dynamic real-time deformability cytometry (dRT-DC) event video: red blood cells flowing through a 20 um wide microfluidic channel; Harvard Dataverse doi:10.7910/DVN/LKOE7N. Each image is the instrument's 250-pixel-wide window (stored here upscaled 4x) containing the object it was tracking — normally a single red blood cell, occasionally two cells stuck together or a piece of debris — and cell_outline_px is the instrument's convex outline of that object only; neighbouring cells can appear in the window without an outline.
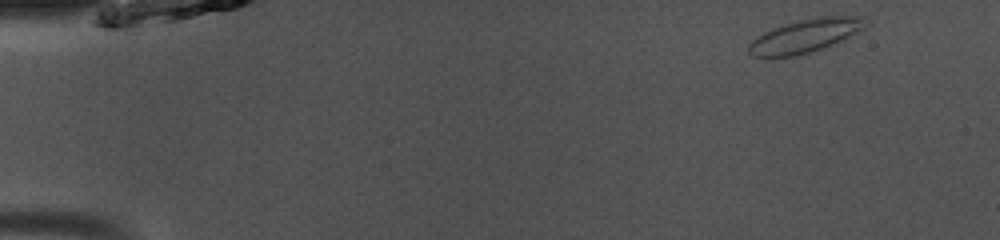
{"species": "common noctule bat (a hibernating species)", "species_latin": "Nyctalus noctula", "temperature_condition": "room temperature", "stored_images_in_passage": 41, "camera_frame_rate_fps": 3000, "um_per_image_px": 0.085, "animal": {"sex": "male", "body_mass_g": 13.0, "forearm_length_mm": 53.1}, "frame": {"image": 1, "passage_image": 1, "time_ms": 0.0, "image_size_px": [1000, 240], "cell_outline_px": [[864, 28], [832, 44], [796, 56], [752, 56], [748, 52], [748, 44], [752, 40], [764, 32], [772, 28], [784, 24], [800, 20], [820, 16], [864, 16]], "centroid_in_image_um": [68.39, 3.03], "position_along_channel_um": 16.6, "area_um2": 22.14}}
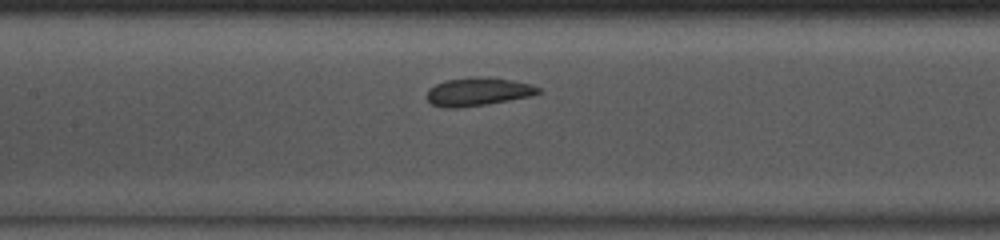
{"frame": {"image": 2, "passage_image": 20, "time_ms": 6.333, "image_size_px": [1000, 240], "cell_outline_px": [[544, 92], [532, 96], [484, 104], [456, 108], [444, 108], [432, 104], [428, 100], [428, 88], [444, 80], [476, 76], [480, 76], [512, 80], [532, 84], [540, 88]], "centroid_in_image_um": [40.65, 7.78], "position_along_channel_um": 166.7, "area_um2": 18.38}}
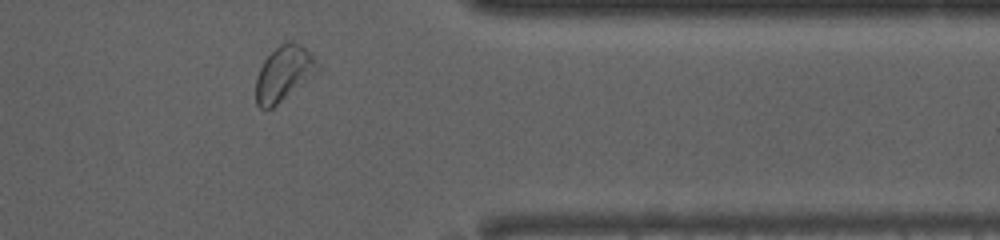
{"frame": {"image": 3, "passage_image": 37, "time_ms": 12.0, "image_size_px": [1000, 240], "cell_outline_px": [[320, 72], [272, 108], [260, 108], [256, 104], [256, 76], [264, 60], [280, 44], [288, 40], [292, 40], [300, 44], [320, 64]], "centroid_in_image_um": [24.15, 6.25], "position_along_channel_um": 387.3, "area_um2": 19.88}, "authors_computed_cell_mechanics": {"area_um2": 19.1318, "velocity_mm_per_s": 4.0728, "shape_relaxation_time_tau1_ms": 4.3633, "shape_relaxation_time_tau2_ms": 1.9308, "deformation_change_tau1": 0.1225, "deformation_change_tau2": 0.0473}}